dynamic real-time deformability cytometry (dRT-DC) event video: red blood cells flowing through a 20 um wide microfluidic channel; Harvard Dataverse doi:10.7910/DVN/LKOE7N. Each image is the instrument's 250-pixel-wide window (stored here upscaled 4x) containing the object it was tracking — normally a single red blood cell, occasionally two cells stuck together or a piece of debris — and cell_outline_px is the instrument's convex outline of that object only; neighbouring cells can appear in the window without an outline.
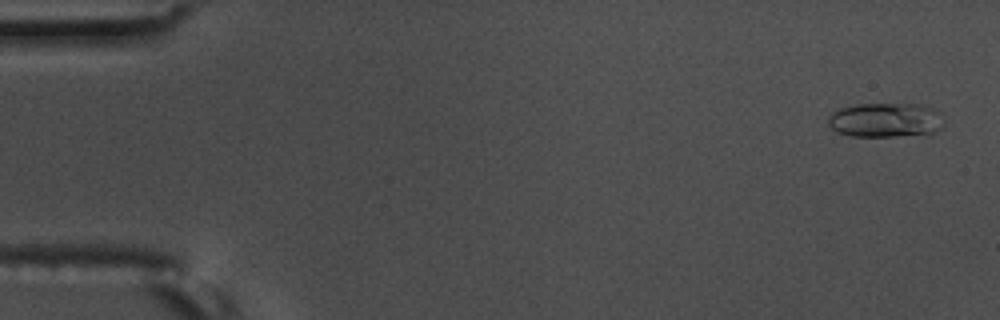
{"species": "common noctule bat (a hibernating species)", "species_latin": "Nyctalus noctula", "temperature_condition": "warm", "stored_images_in_passage": 56, "camera_frame_rate_fps": 3000, "um_per_image_px": 0.085, "animal": {"sex": "male", "body_mass_g": 17.5, "forearm_length_mm": 52.3}, "frame": {"image": 1, "passage_image": 2, "time_ms": 0.333, "image_size_px": [1000, 320], "cell_outline_px": [[944, 124], [936, 132], [896, 136], [852, 136], [836, 132], [828, 124], [828, 116], [832, 112], [840, 108], [856, 104], [924, 104], [940, 112]], "centroid_in_image_um": [75.26, 10.19], "position_along_channel_um": 9.7, "area_um2": 23.35}}
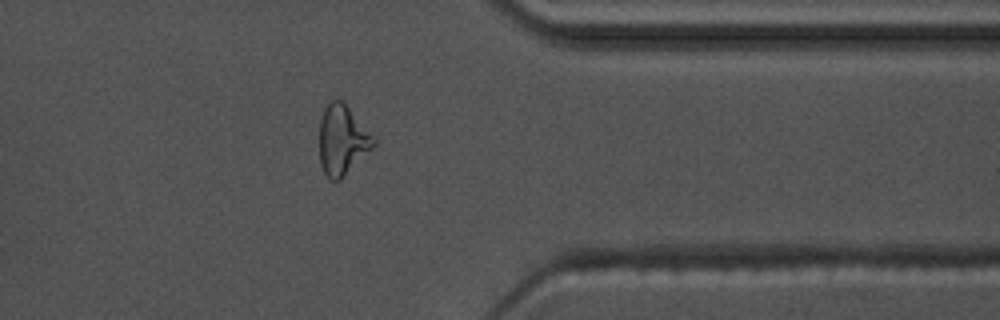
{"frame": {"image": 2, "passage_image": 45, "time_ms": 14.667, "image_size_px": [1000, 320], "cell_outline_px": [[376, 144], [340, 180], [332, 180], [324, 172], [320, 164], [320, 120], [324, 108], [332, 100], [340, 100], [348, 108], [376, 140]], "centroid_in_image_um": [29.07, 11.93], "position_along_channel_um": 382.3, "area_um2": 21.39}}
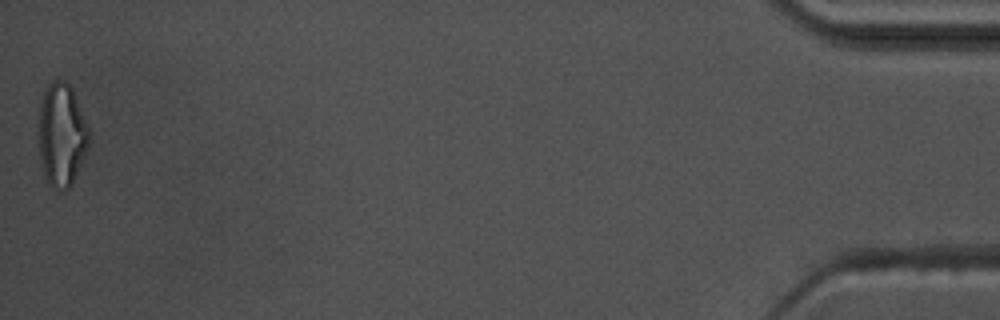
{"frame": {"image": 3, "passage_image": 56, "time_ms": 18.333, "image_size_px": [1000, 320], "cell_outline_px": [[92, 132], [88, 144], [72, 184], [64, 192], [56, 192], [48, 184], [44, 176], [40, 156], [36, 132], [36, 120], [40, 104], [44, 92], [48, 84], [52, 80], [64, 80], [72, 88]], "centroid_in_image_um": [5.2, 11.46], "position_along_channel_um": 430.0, "area_um2": 31.27}, "authors_computed_cell_mechanics": {"area_um2": 20.7502, "velocity_mm_per_s": 3.6457, "shape_relaxation_time_tau1_ms": 5.0963, "shape_relaxation_time_tau2_ms": 1.5283, "deformation_change_tau1": 0.1992, "deformation_change_tau2": 0.1076}}